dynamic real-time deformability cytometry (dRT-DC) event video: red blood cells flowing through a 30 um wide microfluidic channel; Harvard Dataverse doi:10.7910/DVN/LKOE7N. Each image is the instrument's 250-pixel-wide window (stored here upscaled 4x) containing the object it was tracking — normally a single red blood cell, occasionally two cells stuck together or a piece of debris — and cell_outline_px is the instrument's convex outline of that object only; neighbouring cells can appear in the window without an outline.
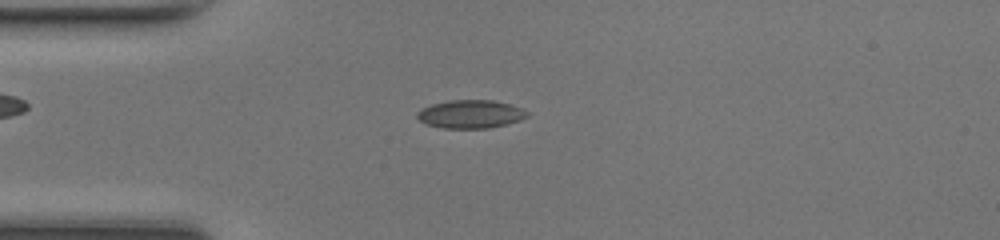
{"species": "common noctule bat (a hibernating species)", "species_latin": "Nyctalus noctula", "temperature_condition": "room temperature", "stored_images_in_passage": 48, "camera_frame_rate_fps": 3000, "um_per_image_px": 0.085, "animal": {"sex": "female", "body_mass_g": 17.0, "forearm_length_mm": 48.0}, "frame": {"image": 1, "passage_image": 13, "time_ms": 4.0, "image_size_px": [1000, 240], "cell_outline_px": [[528, 116], [520, 120], [488, 128], [444, 128], [424, 124], [416, 116], [416, 112], [432, 104], [448, 100], [492, 100], [512, 104], [524, 108], [528, 112]], "centroid_in_image_um": [40.01, 9.69], "position_along_channel_um": 45.0, "area_um2": 18.15}}
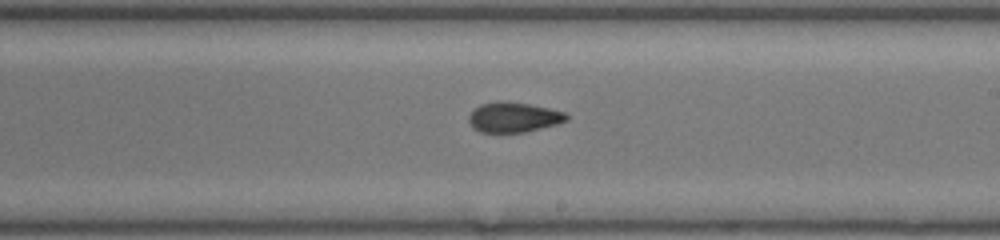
{"frame": {"image": 2, "passage_image": 28, "time_ms": 9.0, "image_size_px": [1000, 240], "cell_outline_px": [[568, 120], [556, 124], [524, 132], [480, 132], [472, 128], [468, 120], [468, 116], [480, 104], [496, 100], [504, 100], [528, 104], [548, 108], [564, 112], [568, 116]], "centroid_in_image_um": [43.61, 9.95], "position_along_channel_um": 245.4, "area_um2": 17.11}}
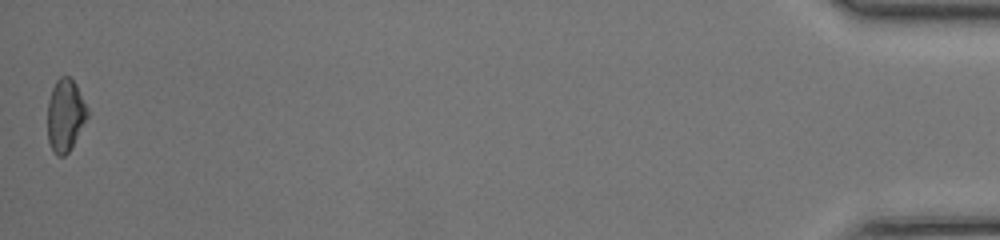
{"frame": {"image": 3, "passage_image": 48, "time_ms": 15.667, "image_size_px": [1000, 240], "cell_outline_px": [[88, 116], [68, 152], [64, 156], [56, 156], [52, 152], [48, 140], [48, 100], [52, 88], [56, 80], [60, 76], [68, 76], [76, 84], [88, 108]], "centroid_in_image_um": [5.53, 9.79], "position_along_channel_um": 429.7, "area_um2": 16.76}, "authors_computed_cell_mechanics": {"area_um2": 17.1666, "velocity_mm_per_s": 4.3433, "shape_relaxation_time_tau1_ms": null, "shape_relaxation_time_tau2_ms": 1.6235, "deformation_change_tau1": null, "deformation_change_tau2": 0.0818}}